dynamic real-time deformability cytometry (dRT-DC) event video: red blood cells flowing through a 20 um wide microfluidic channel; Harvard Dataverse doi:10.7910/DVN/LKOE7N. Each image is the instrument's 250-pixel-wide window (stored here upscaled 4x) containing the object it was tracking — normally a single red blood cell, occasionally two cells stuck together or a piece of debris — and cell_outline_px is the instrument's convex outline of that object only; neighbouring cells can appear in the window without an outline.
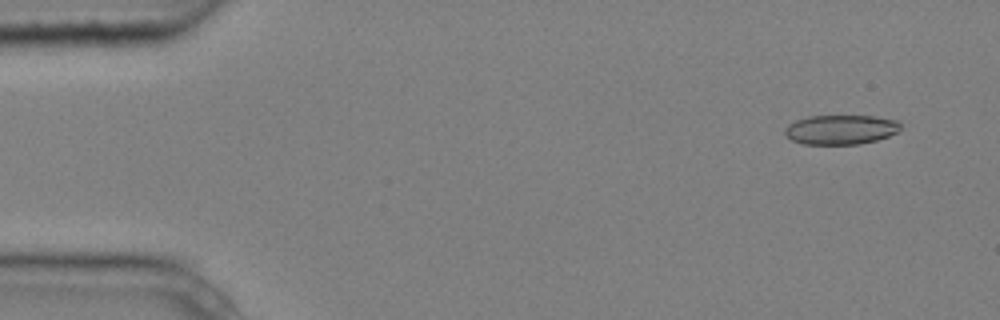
{"species": "common noctule bat (a hibernating species)", "species_latin": "Nyctalus noctula", "temperature_condition": "cold", "stored_images_in_passage": 4, "camera_frame_rate_fps": 3000, "um_per_image_px": 0.085, "animal": {"sex": "male", "body_mass_g": 20.4}, "frame": {"image": 1, "passage_image": 1, "time_ms": 0.0, "image_size_px": [1000, 320], "cell_outline_px": [[900, 132], [876, 140], [860, 144], [804, 144], [792, 140], [784, 136], [784, 128], [788, 124], [796, 120], [808, 116], [872, 116], [900, 120]], "centroid_in_image_um": [71.46, 11.01], "position_along_channel_um": 13.5, "area_um2": 20.11}}